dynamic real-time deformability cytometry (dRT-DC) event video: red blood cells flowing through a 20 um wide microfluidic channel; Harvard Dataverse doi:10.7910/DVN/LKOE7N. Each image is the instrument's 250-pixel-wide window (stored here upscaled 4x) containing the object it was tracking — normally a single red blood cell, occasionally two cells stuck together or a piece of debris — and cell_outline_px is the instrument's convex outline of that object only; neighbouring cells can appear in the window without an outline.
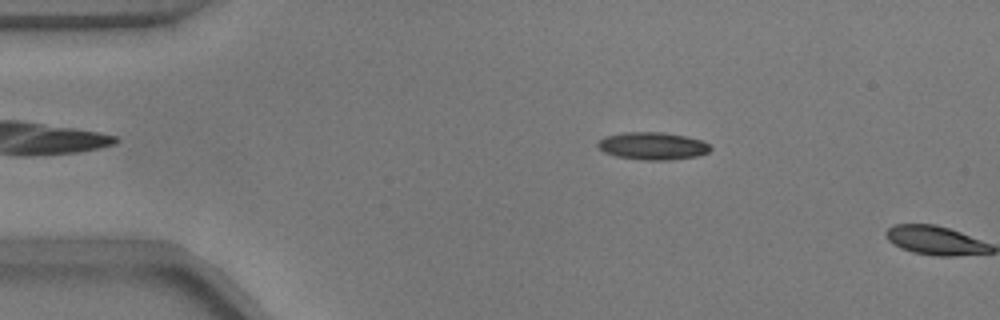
{"species": "common noctule bat (a hibernating species)", "species_latin": "Nyctalus noctula", "temperature_condition": "warm", "stored_images_in_passage": 9, "camera_frame_rate_fps": 3000, "um_per_image_px": 0.085, "animal": {"sex": "male", "body_mass_g": 17.9}, "frame": {"image": 1, "passage_image": 8, "time_ms": 2.333, "image_size_px": [1000, 320], "cell_outline_px": [[712, 148], [708, 152], [696, 156], [668, 160], [644, 160], [616, 156], [604, 152], [596, 144], [604, 136], [624, 132], [660, 132], [688, 136], [704, 140]], "centroid_in_image_um": [55.49, 12.39], "position_along_channel_um": 29.5, "area_um2": 18.09}}